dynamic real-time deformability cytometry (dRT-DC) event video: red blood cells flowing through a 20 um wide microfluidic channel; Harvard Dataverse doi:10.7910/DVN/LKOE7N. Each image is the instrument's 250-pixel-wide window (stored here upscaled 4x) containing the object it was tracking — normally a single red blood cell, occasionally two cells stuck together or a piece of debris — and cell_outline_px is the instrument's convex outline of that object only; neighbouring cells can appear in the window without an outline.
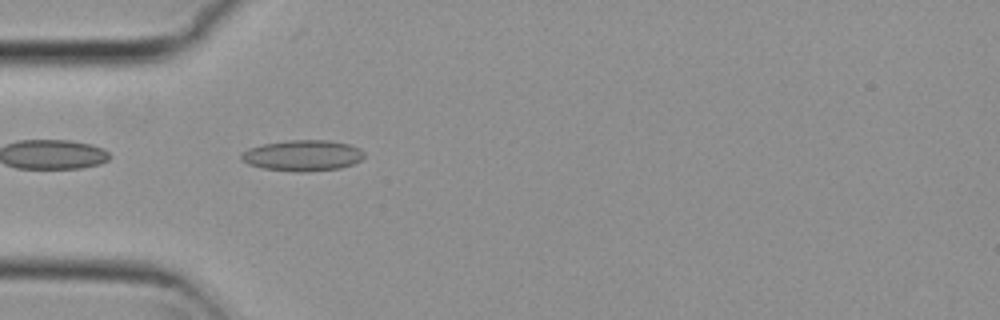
{"species": "common noctule bat (a hibernating species)", "species_latin": "Nyctalus noctula", "temperature_condition": "cold", "stored_images_in_passage": 39, "camera_frame_rate_fps": 3000, "um_per_image_px": 0.085, "animal": {"sex": "female", "body_mass_g": 29.2, "forearm_length_mm": 56.3}, "frame": {"image": 1, "passage_image": 1, "time_ms": 0.0, "image_size_px": [1000, 320], "cell_outline_px": [[364, 156], [360, 160], [352, 164], [340, 168], [304, 172], [264, 168], [248, 164], [240, 160], [240, 152], [248, 148], [264, 144], [288, 140], [328, 140], [348, 144], [360, 148], [364, 152]], "centroid_in_image_um": [25.7, 13.21], "position_along_channel_um": 59.3, "area_um2": 22.08}}
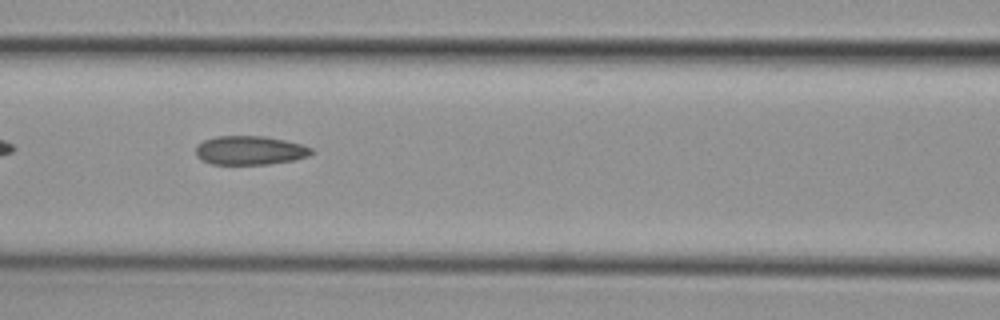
{"frame": {"image": 2, "passage_image": 8, "time_ms": 2.333, "image_size_px": [1000, 320], "cell_outline_px": [[316, 152], [308, 156], [292, 160], [268, 164], [212, 164], [196, 156], [196, 144], [204, 140], [216, 136], [264, 136], [284, 140], [300, 144], [312, 148]], "centroid_in_image_um": [21.24, 12.77], "position_along_channel_um": 145.4, "area_um2": 19.42}}
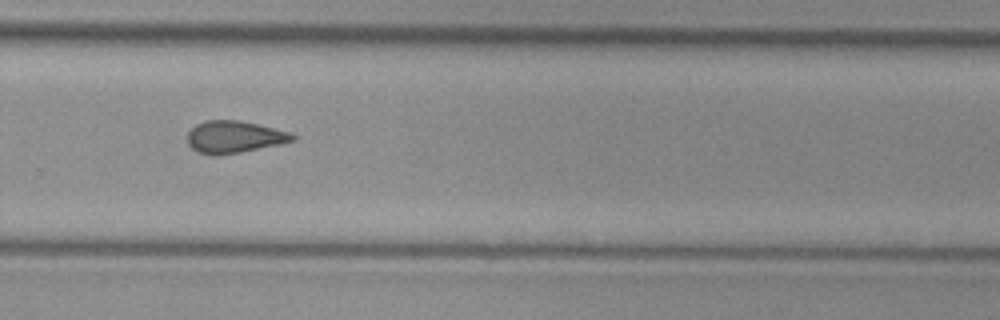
{"frame": {"image": 3, "passage_image": 21, "time_ms": 6.667, "image_size_px": [1000, 320], "cell_outline_px": [[296, 140], [280, 144], [240, 152], [200, 152], [192, 148], [188, 144], [188, 132], [196, 124], [204, 120], [240, 120], [292, 132], [296, 136]], "centroid_in_image_um": [19.97, 11.59], "position_along_channel_um": 309.8, "area_um2": 19.13}, "authors_computed_cell_mechanics": {"area_um2": 19.3052, "velocity_mm_per_s": 3.8088, "shape_relaxation_time_tau1_ms": null, "shape_relaxation_time_tau2_ms": 3.1186, "deformation_change_tau1": null, "deformation_change_tau2": 0.109}}